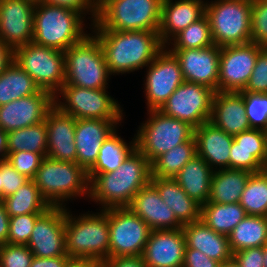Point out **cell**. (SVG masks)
I'll list each match as a JSON object with an SVG mask.
<instances>
[{
  "label": "cell",
  "mask_w": 267,
  "mask_h": 267,
  "mask_svg": "<svg viewBox=\"0 0 267 267\" xmlns=\"http://www.w3.org/2000/svg\"><path fill=\"white\" fill-rule=\"evenodd\" d=\"M91 30L100 42L110 75L147 69L165 47L158 32Z\"/></svg>",
  "instance_id": "cell-1"
},
{
  "label": "cell",
  "mask_w": 267,
  "mask_h": 267,
  "mask_svg": "<svg viewBox=\"0 0 267 267\" xmlns=\"http://www.w3.org/2000/svg\"><path fill=\"white\" fill-rule=\"evenodd\" d=\"M151 180V163L135 148L121 166L99 173L89 182V199L100 209L128 207L138 191Z\"/></svg>",
  "instance_id": "cell-2"
},
{
  "label": "cell",
  "mask_w": 267,
  "mask_h": 267,
  "mask_svg": "<svg viewBox=\"0 0 267 267\" xmlns=\"http://www.w3.org/2000/svg\"><path fill=\"white\" fill-rule=\"evenodd\" d=\"M70 211V212H69ZM73 216L66 206L65 240L69 257L88 258L103 262L109 258L108 209Z\"/></svg>",
  "instance_id": "cell-3"
},
{
  "label": "cell",
  "mask_w": 267,
  "mask_h": 267,
  "mask_svg": "<svg viewBox=\"0 0 267 267\" xmlns=\"http://www.w3.org/2000/svg\"><path fill=\"white\" fill-rule=\"evenodd\" d=\"M84 17L70 8L38 3L34 8L32 42L65 52L87 35Z\"/></svg>",
  "instance_id": "cell-4"
},
{
  "label": "cell",
  "mask_w": 267,
  "mask_h": 267,
  "mask_svg": "<svg viewBox=\"0 0 267 267\" xmlns=\"http://www.w3.org/2000/svg\"><path fill=\"white\" fill-rule=\"evenodd\" d=\"M32 180L51 207H65V202L81 196L89 198L88 173L75 162L46 156Z\"/></svg>",
  "instance_id": "cell-5"
},
{
  "label": "cell",
  "mask_w": 267,
  "mask_h": 267,
  "mask_svg": "<svg viewBox=\"0 0 267 267\" xmlns=\"http://www.w3.org/2000/svg\"><path fill=\"white\" fill-rule=\"evenodd\" d=\"M163 0H99L90 29L158 32Z\"/></svg>",
  "instance_id": "cell-6"
},
{
  "label": "cell",
  "mask_w": 267,
  "mask_h": 267,
  "mask_svg": "<svg viewBox=\"0 0 267 267\" xmlns=\"http://www.w3.org/2000/svg\"><path fill=\"white\" fill-rule=\"evenodd\" d=\"M65 84L108 89L110 73L98 38L88 33L64 52Z\"/></svg>",
  "instance_id": "cell-7"
},
{
  "label": "cell",
  "mask_w": 267,
  "mask_h": 267,
  "mask_svg": "<svg viewBox=\"0 0 267 267\" xmlns=\"http://www.w3.org/2000/svg\"><path fill=\"white\" fill-rule=\"evenodd\" d=\"M252 0L206 1L214 45L218 47L243 45L251 42Z\"/></svg>",
  "instance_id": "cell-8"
},
{
  "label": "cell",
  "mask_w": 267,
  "mask_h": 267,
  "mask_svg": "<svg viewBox=\"0 0 267 267\" xmlns=\"http://www.w3.org/2000/svg\"><path fill=\"white\" fill-rule=\"evenodd\" d=\"M147 116L134 136L136 148L150 163L194 137V127L187 122L167 116L160 110H147Z\"/></svg>",
  "instance_id": "cell-9"
},
{
  "label": "cell",
  "mask_w": 267,
  "mask_h": 267,
  "mask_svg": "<svg viewBox=\"0 0 267 267\" xmlns=\"http://www.w3.org/2000/svg\"><path fill=\"white\" fill-rule=\"evenodd\" d=\"M108 94L106 89L63 85L54 95V106L76 119L123 120L121 105Z\"/></svg>",
  "instance_id": "cell-10"
},
{
  "label": "cell",
  "mask_w": 267,
  "mask_h": 267,
  "mask_svg": "<svg viewBox=\"0 0 267 267\" xmlns=\"http://www.w3.org/2000/svg\"><path fill=\"white\" fill-rule=\"evenodd\" d=\"M14 62L53 96L65 84L64 51L30 42L14 49Z\"/></svg>",
  "instance_id": "cell-11"
},
{
  "label": "cell",
  "mask_w": 267,
  "mask_h": 267,
  "mask_svg": "<svg viewBox=\"0 0 267 267\" xmlns=\"http://www.w3.org/2000/svg\"><path fill=\"white\" fill-rule=\"evenodd\" d=\"M109 257L142 255L150 227L128 207L108 209Z\"/></svg>",
  "instance_id": "cell-12"
},
{
  "label": "cell",
  "mask_w": 267,
  "mask_h": 267,
  "mask_svg": "<svg viewBox=\"0 0 267 267\" xmlns=\"http://www.w3.org/2000/svg\"><path fill=\"white\" fill-rule=\"evenodd\" d=\"M214 93L205 85L184 81L159 110L197 128L211 119Z\"/></svg>",
  "instance_id": "cell-13"
},
{
  "label": "cell",
  "mask_w": 267,
  "mask_h": 267,
  "mask_svg": "<svg viewBox=\"0 0 267 267\" xmlns=\"http://www.w3.org/2000/svg\"><path fill=\"white\" fill-rule=\"evenodd\" d=\"M144 91L148 110H159L184 82L179 61L165 46L147 66Z\"/></svg>",
  "instance_id": "cell-14"
},
{
  "label": "cell",
  "mask_w": 267,
  "mask_h": 267,
  "mask_svg": "<svg viewBox=\"0 0 267 267\" xmlns=\"http://www.w3.org/2000/svg\"><path fill=\"white\" fill-rule=\"evenodd\" d=\"M263 48L252 42L221 47L218 91H243L253 72L258 53Z\"/></svg>",
  "instance_id": "cell-15"
},
{
  "label": "cell",
  "mask_w": 267,
  "mask_h": 267,
  "mask_svg": "<svg viewBox=\"0 0 267 267\" xmlns=\"http://www.w3.org/2000/svg\"><path fill=\"white\" fill-rule=\"evenodd\" d=\"M65 214L66 207H50L36 220L27 243L35 257L68 256Z\"/></svg>",
  "instance_id": "cell-16"
},
{
  "label": "cell",
  "mask_w": 267,
  "mask_h": 267,
  "mask_svg": "<svg viewBox=\"0 0 267 267\" xmlns=\"http://www.w3.org/2000/svg\"><path fill=\"white\" fill-rule=\"evenodd\" d=\"M35 4L0 0V39L13 49L32 42Z\"/></svg>",
  "instance_id": "cell-17"
},
{
  "label": "cell",
  "mask_w": 267,
  "mask_h": 267,
  "mask_svg": "<svg viewBox=\"0 0 267 267\" xmlns=\"http://www.w3.org/2000/svg\"><path fill=\"white\" fill-rule=\"evenodd\" d=\"M54 106V96L45 90L0 106V129L5 132L41 123Z\"/></svg>",
  "instance_id": "cell-18"
},
{
  "label": "cell",
  "mask_w": 267,
  "mask_h": 267,
  "mask_svg": "<svg viewBox=\"0 0 267 267\" xmlns=\"http://www.w3.org/2000/svg\"><path fill=\"white\" fill-rule=\"evenodd\" d=\"M170 51L179 61L184 81L202 84L218 91L221 47L211 45L201 49Z\"/></svg>",
  "instance_id": "cell-19"
},
{
  "label": "cell",
  "mask_w": 267,
  "mask_h": 267,
  "mask_svg": "<svg viewBox=\"0 0 267 267\" xmlns=\"http://www.w3.org/2000/svg\"><path fill=\"white\" fill-rule=\"evenodd\" d=\"M122 120L76 119V163L88 171L96 162L102 143Z\"/></svg>",
  "instance_id": "cell-20"
},
{
  "label": "cell",
  "mask_w": 267,
  "mask_h": 267,
  "mask_svg": "<svg viewBox=\"0 0 267 267\" xmlns=\"http://www.w3.org/2000/svg\"><path fill=\"white\" fill-rule=\"evenodd\" d=\"M186 249L182 228L151 231L144 251L147 267H182Z\"/></svg>",
  "instance_id": "cell-21"
},
{
  "label": "cell",
  "mask_w": 267,
  "mask_h": 267,
  "mask_svg": "<svg viewBox=\"0 0 267 267\" xmlns=\"http://www.w3.org/2000/svg\"><path fill=\"white\" fill-rule=\"evenodd\" d=\"M47 128V157L76 163V118L53 106L44 119Z\"/></svg>",
  "instance_id": "cell-22"
},
{
  "label": "cell",
  "mask_w": 267,
  "mask_h": 267,
  "mask_svg": "<svg viewBox=\"0 0 267 267\" xmlns=\"http://www.w3.org/2000/svg\"><path fill=\"white\" fill-rule=\"evenodd\" d=\"M128 208L154 230L179 229L173 210L163 202L157 188L149 182L136 193Z\"/></svg>",
  "instance_id": "cell-23"
},
{
  "label": "cell",
  "mask_w": 267,
  "mask_h": 267,
  "mask_svg": "<svg viewBox=\"0 0 267 267\" xmlns=\"http://www.w3.org/2000/svg\"><path fill=\"white\" fill-rule=\"evenodd\" d=\"M205 1L163 0L158 33L164 46H167L178 33L205 15Z\"/></svg>",
  "instance_id": "cell-24"
},
{
  "label": "cell",
  "mask_w": 267,
  "mask_h": 267,
  "mask_svg": "<svg viewBox=\"0 0 267 267\" xmlns=\"http://www.w3.org/2000/svg\"><path fill=\"white\" fill-rule=\"evenodd\" d=\"M194 137L197 155L205 160L214 171L229 168L230 149L234 136L207 121L194 128Z\"/></svg>",
  "instance_id": "cell-25"
},
{
  "label": "cell",
  "mask_w": 267,
  "mask_h": 267,
  "mask_svg": "<svg viewBox=\"0 0 267 267\" xmlns=\"http://www.w3.org/2000/svg\"><path fill=\"white\" fill-rule=\"evenodd\" d=\"M210 122L231 136L252 129L241 92L214 93Z\"/></svg>",
  "instance_id": "cell-26"
},
{
  "label": "cell",
  "mask_w": 267,
  "mask_h": 267,
  "mask_svg": "<svg viewBox=\"0 0 267 267\" xmlns=\"http://www.w3.org/2000/svg\"><path fill=\"white\" fill-rule=\"evenodd\" d=\"M186 248L197 249L221 264L233 259L228 236L208 227L202 220L182 227Z\"/></svg>",
  "instance_id": "cell-27"
},
{
  "label": "cell",
  "mask_w": 267,
  "mask_h": 267,
  "mask_svg": "<svg viewBox=\"0 0 267 267\" xmlns=\"http://www.w3.org/2000/svg\"><path fill=\"white\" fill-rule=\"evenodd\" d=\"M150 182L182 226L201 220V205L191 199L174 178L151 177Z\"/></svg>",
  "instance_id": "cell-28"
},
{
  "label": "cell",
  "mask_w": 267,
  "mask_h": 267,
  "mask_svg": "<svg viewBox=\"0 0 267 267\" xmlns=\"http://www.w3.org/2000/svg\"><path fill=\"white\" fill-rule=\"evenodd\" d=\"M213 172L205 160L195 155L174 179L191 199L202 206L208 202Z\"/></svg>",
  "instance_id": "cell-29"
},
{
  "label": "cell",
  "mask_w": 267,
  "mask_h": 267,
  "mask_svg": "<svg viewBox=\"0 0 267 267\" xmlns=\"http://www.w3.org/2000/svg\"><path fill=\"white\" fill-rule=\"evenodd\" d=\"M252 172L242 169L215 170L211 179L208 202L219 204L237 203Z\"/></svg>",
  "instance_id": "cell-30"
},
{
  "label": "cell",
  "mask_w": 267,
  "mask_h": 267,
  "mask_svg": "<svg viewBox=\"0 0 267 267\" xmlns=\"http://www.w3.org/2000/svg\"><path fill=\"white\" fill-rule=\"evenodd\" d=\"M117 129L102 143L95 164L87 171L89 181L99 173L117 170L129 154L136 148L135 136L127 142L118 136Z\"/></svg>",
  "instance_id": "cell-31"
},
{
  "label": "cell",
  "mask_w": 267,
  "mask_h": 267,
  "mask_svg": "<svg viewBox=\"0 0 267 267\" xmlns=\"http://www.w3.org/2000/svg\"><path fill=\"white\" fill-rule=\"evenodd\" d=\"M232 253L267 243V217L246 215L228 235Z\"/></svg>",
  "instance_id": "cell-32"
},
{
  "label": "cell",
  "mask_w": 267,
  "mask_h": 267,
  "mask_svg": "<svg viewBox=\"0 0 267 267\" xmlns=\"http://www.w3.org/2000/svg\"><path fill=\"white\" fill-rule=\"evenodd\" d=\"M40 91L37 83L15 62L0 74V106Z\"/></svg>",
  "instance_id": "cell-33"
},
{
  "label": "cell",
  "mask_w": 267,
  "mask_h": 267,
  "mask_svg": "<svg viewBox=\"0 0 267 267\" xmlns=\"http://www.w3.org/2000/svg\"><path fill=\"white\" fill-rule=\"evenodd\" d=\"M246 215L239 202L231 204L207 202L201 206V220L215 232L226 236Z\"/></svg>",
  "instance_id": "cell-34"
},
{
  "label": "cell",
  "mask_w": 267,
  "mask_h": 267,
  "mask_svg": "<svg viewBox=\"0 0 267 267\" xmlns=\"http://www.w3.org/2000/svg\"><path fill=\"white\" fill-rule=\"evenodd\" d=\"M1 202L4 204L9 217L44 213L51 207L33 180H29L19 187L15 193L4 197Z\"/></svg>",
  "instance_id": "cell-35"
},
{
  "label": "cell",
  "mask_w": 267,
  "mask_h": 267,
  "mask_svg": "<svg viewBox=\"0 0 267 267\" xmlns=\"http://www.w3.org/2000/svg\"><path fill=\"white\" fill-rule=\"evenodd\" d=\"M197 155L195 137L163 153L151 163V177L174 178Z\"/></svg>",
  "instance_id": "cell-36"
},
{
  "label": "cell",
  "mask_w": 267,
  "mask_h": 267,
  "mask_svg": "<svg viewBox=\"0 0 267 267\" xmlns=\"http://www.w3.org/2000/svg\"><path fill=\"white\" fill-rule=\"evenodd\" d=\"M29 151L47 153V128L45 120L7 133V152Z\"/></svg>",
  "instance_id": "cell-37"
},
{
  "label": "cell",
  "mask_w": 267,
  "mask_h": 267,
  "mask_svg": "<svg viewBox=\"0 0 267 267\" xmlns=\"http://www.w3.org/2000/svg\"><path fill=\"white\" fill-rule=\"evenodd\" d=\"M239 204L247 215L267 217V168L251 174Z\"/></svg>",
  "instance_id": "cell-38"
},
{
  "label": "cell",
  "mask_w": 267,
  "mask_h": 267,
  "mask_svg": "<svg viewBox=\"0 0 267 267\" xmlns=\"http://www.w3.org/2000/svg\"><path fill=\"white\" fill-rule=\"evenodd\" d=\"M172 44V45H170ZM214 45L208 17L204 15L178 33L166 46L169 50L201 49ZM171 46V48H170Z\"/></svg>",
  "instance_id": "cell-39"
},
{
  "label": "cell",
  "mask_w": 267,
  "mask_h": 267,
  "mask_svg": "<svg viewBox=\"0 0 267 267\" xmlns=\"http://www.w3.org/2000/svg\"><path fill=\"white\" fill-rule=\"evenodd\" d=\"M234 149H244L267 168V131L249 129L234 136Z\"/></svg>",
  "instance_id": "cell-40"
},
{
  "label": "cell",
  "mask_w": 267,
  "mask_h": 267,
  "mask_svg": "<svg viewBox=\"0 0 267 267\" xmlns=\"http://www.w3.org/2000/svg\"><path fill=\"white\" fill-rule=\"evenodd\" d=\"M241 93L251 128L267 131V93Z\"/></svg>",
  "instance_id": "cell-41"
},
{
  "label": "cell",
  "mask_w": 267,
  "mask_h": 267,
  "mask_svg": "<svg viewBox=\"0 0 267 267\" xmlns=\"http://www.w3.org/2000/svg\"><path fill=\"white\" fill-rule=\"evenodd\" d=\"M43 213H30L9 218L8 243L27 245L36 220Z\"/></svg>",
  "instance_id": "cell-42"
},
{
  "label": "cell",
  "mask_w": 267,
  "mask_h": 267,
  "mask_svg": "<svg viewBox=\"0 0 267 267\" xmlns=\"http://www.w3.org/2000/svg\"><path fill=\"white\" fill-rule=\"evenodd\" d=\"M251 42L267 47V0L251 2Z\"/></svg>",
  "instance_id": "cell-43"
},
{
  "label": "cell",
  "mask_w": 267,
  "mask_h": 267,
  "mask_svg": "<svg viewBox=\"0 0 267 267\" xmlns=\"http://www.w3.org/2000/svg\"><path fill=\"white\" fill-rule=\"evenodd\" d=\"M33 253L24 244L0 245V267H30Z\"/></svg>",
  "instance_id": "cell-44"
},
{
  "label": "cell",
  "mask_w": 267,
  "mask_h": 267,
  "mask_svg": "<svg viewBox=\"0 0 267 267\" xmlns=\"http://www.w3.org/2000/svg\"><path fill=\"white\" fill-rule=\"evenodd\" d=\"M7 160L22 175L32 180L47 153L29 151L7 152Z\"/></svg>",
  "instance_id": "cell-45"
},
{
  "label": "cell",
  "mask_w": 267,
  "mask_h": 267,
  "mask_svg": "<svg viewBox=\"0 0 267 267\" xmlns=\"http://www.w3.org/2000/svg\"><path fill=\"white\" fill-rule=\"evenodd\" d=\"M241 92L267 93V47H264L258 53L253 72L244 90Z\"/></svg>",
  "instance_id": "cell-46"
},
{
  "label": "cell",
  "mask_w": 267,
  "mask_h": 267,
  "mask_svg": "<svg viewBox=\"0 0 267 267\" xmlns=\"http://www.w3.org/2000/svg\"><path fill=\"white\" fill-rule=\"evenodd\" d=\"M2 199L15 193L19 187L27 183L30 179L20 174L8 160L0 161Z\"/></svg>",
  "instance_id": "cell-47"
},
{
  "label": "cell",
  "mask_w": 267,
  "mask_h": 267,
  "mask_svg": "<svg viewBox=\"0 0 267 267\" xmlns=\"http://www.w3.org/2000/svg\"><path fill=\"white\" fill-rule=\"evenodd\" d=\"M229 168L242 169L252 173L260 172L265 169L250 151L234 149V140L230 149Z\"/></svg>",
  "instance_id": "cell-48"
},
{
  "label": "cell",
  "mask_w": 267,
  "mask_h": 267,
  "mask_svg": "<svg viewBox=\"0 0 267 267\" xmlns=\"http://www.w3.org/2000/svg\"><path fill=\"white\" fill-rule=\"evenodd\" d=\"M43 2L51 5L61 6L73 9L85 16L91 15L88 19L91 25L95 22L98 14L99 0H43Z\"/></svg>",
  "instance_id": "cell-49"
},
{
  "label": "cell",
  "mask_w": 267,
  "mask_h": 267,
  "mask_svg": "<svg viewBox=\"0 0 267 267\" xmlns=\"http://www.w3.org/2000/svg\"><path fill=\"white\" fill-rule=\"evenodd\" d=\"M233 259L240 267H264L263 246L239 250L233 253Z\"/></svg>",
  "instance_id": "cell-50"
},
{
  "label": "cell",
  "mask_w": 267,
  "mask_h": 267,
  "mask_svg": "<svg viewBox=\"0 0 267 267\" xmlns=\"http://www.w3.org/2000/svg\"><path fill=\"white\" fill-rule=\"evenodd\" d=\"M220 264L197 249L186 248L182 267H220Z\"/></svg>",
  "instance_id": "cell-51"
},
{
  "label": "cell",
  "mask_w": 267,
  "mask_h": 267,
  "mask_svg": "<svg viewBox=\"0 0 267 267\" xmlns=\"http://www.w3.org/2000/svg\"><path fill=\"white\" fill-rule=\"evenodd\" d=\"M100 267H147L142 255L109 257L100 262Z\"/></svg>",
  "instance_id": "cell-52"
},
{
  "label": "cell",
  "mask_w": 267,
  "mask_h": 267,
  "mask_svg": "<svg viewBox=\"0 0 267 267\" xmlns=\"http://www.w3.org/2000/svg\"><path fill=\"white\" fill-rule=\"evenodd\" d=\"M69 256L35 257L30 267H64Z\"/></svg>",
  "instance_id": "cell-53"
},
{
  "label": "cell",
  "mask_w": 267,
  "mask_h": 267,
  "mask_svg": "<svg viewBox=\"0 0 267 267\" xmlns=\"http://www.w3.org/2000/svg\"><path fill=\"white\" fill-rule=\"evenodd\" d=\"M14 62V49L0 39V74Z\"/></svg>",
  "instance_id": "cell-54"
},
{
  "label": "cell",
  "mask_w": 267,
  "mask_h": 267,
  "mask_svg": "<svg viewBox=\"0 0 267 267\" xmlns=\"http://www.w3.org/2000/svg\"><path fill=\"white\" fill-rule=\"evenodd\" d=\"M9 218L4 204L0 201V245L8 243Z\"/></svg>",
  "instance_id": "cell-55"
},
{
  "label": "cell",
  "mask_w": 267,
  "mask_h": 267,
  "mask_svg": "<svg viewBox=\"0 0 267 267\" xmlns=\"http://www.w3.org/2000/svg\"><path fill=\"white\" fill-rule=\"evenodd\" d=\"M64 267H100V262L88 258L69 257Z\"/></svg>",
  "instance_id": "cell-56"
},
{
  "label": "cell",
  "mask_w": 267,
  "mask_h": 267,
  "mask_svg": "<svg viewBox=\"0 0 267 267\" xmlns=\"http://www.w3.org/2000/svg\"><path fill=\"white\" fill-rule=\"evenodd\" d=\"M7 132L0 129V161L7 160Z\"/></svg>",
  "instance_id": "cell-57"
},
{
  "label": "cell",
  "mask_w": 267,
  "mask_h": 267,
  "mask_svg": "<svg viewBox=\"0 0 267 267\" xmlns=\"http://www.w3.org/2000/svg\"><path fill=\"white\" fill-rule=\"evenodd\" d=\"M220 267H240V266L234 259H232L230 261L223 262L222 264H220Z\"/></svg>",
  "instance_id": "cell-58"
},
{
  "label": "cell",
  "mask_w": 267,
  "mask_h": 267,
  "mask_svg": "<svg viewBox=\"0 0 267 267\" xmlns=\"http://www.w3.org/2000/svg\"><path fill=\"white\" fill-rule=\"evenodd\" d=\"M263 257L264 267H267V243L263 246Z\"/></svg>",
  "instance_id": "cell-59"
},
{
  "label": "cell",
  "mask_w": 267,
  "mask_h": 267,
  "mask_svg": "<svg viewBox=\"0 0 267 267\" xmlns=\"http://www.w3.org/2000/svg\"><path fill=\"white\" fill-rule=\"evenodd\" d=\"M2 200L1 167H0V201Z\"/></svg>",
  "instance_id": "cell-60"
},
{
  "label": "cell",
  "mask_w": 267,
  "mask_h": 267,
  "mask_svg": "<svg viewBox=\"0 0 267 267\" xmlns=\"http://www.w3.org/2000/svg\"><path fill=\"white\" fill-rule=\"evenodd\" d=\"M27 1H29V2H31V3H33V4H38V3H42L43 2V0H27Z\"/></svg>",
  "instance_id": "cell-61"
}]
</instances>
